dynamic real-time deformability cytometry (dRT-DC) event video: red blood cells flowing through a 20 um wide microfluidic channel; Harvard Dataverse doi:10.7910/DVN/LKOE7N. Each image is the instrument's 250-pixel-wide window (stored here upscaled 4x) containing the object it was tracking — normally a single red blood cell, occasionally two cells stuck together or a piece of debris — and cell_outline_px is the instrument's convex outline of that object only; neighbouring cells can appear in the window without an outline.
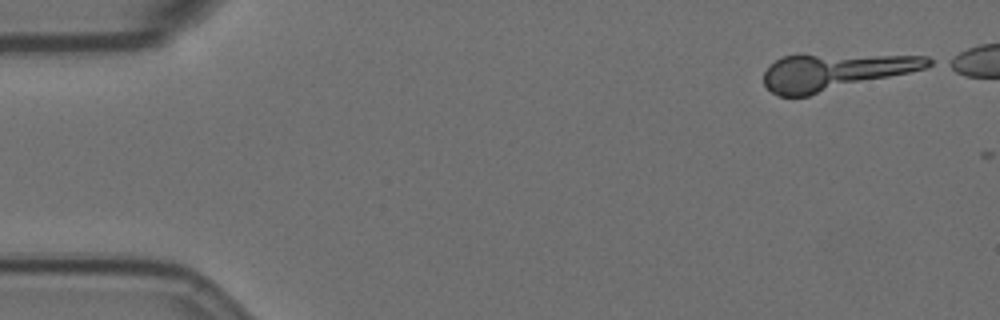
{"species": "Egyptian fruit bat (a non-hibernating species)", "species_latin": "Rousettus aegyptiacus", "temperature_condition": "room temperature", "stored_images_in_passage": 6, "camera_frame_rate_fps": 3000, "um_per_image_px": 0.085, "animal": {"sex": "female"}, "frame": {"image": 1, "passage_image": 1, "time_ms": 0.0, "image_size_px": [1000, 320], "cell_outline_px": [[936, 60], [932, 64], [924, 68], [908, 72], [808, 96], [780, 96], [772, 92], [764, 84], [764, 72], [768, 64], [784, 56], [928, 56]], "centroid_in_image_um": [70.92, 6.13], "position_along_channel_um": 14.1, "area_um2": 33.81}}